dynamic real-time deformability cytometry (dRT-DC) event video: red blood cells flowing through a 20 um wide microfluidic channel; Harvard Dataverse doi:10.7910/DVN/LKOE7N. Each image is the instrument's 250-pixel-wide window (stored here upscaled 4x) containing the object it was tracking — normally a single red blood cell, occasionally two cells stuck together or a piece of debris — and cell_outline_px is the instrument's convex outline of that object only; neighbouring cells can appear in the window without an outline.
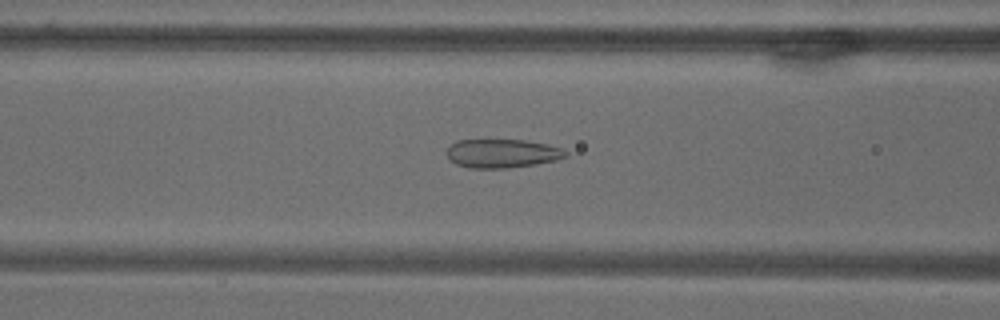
{"species": "common noctule bat (a hibernating species)", "species_latin": "Nyctalus noctula", "temperature_condition": "warm", "stored_images_in_passage": 68, "camera_frame_rate_fps": 3000, "um_per_image_px": 0.085, "animal": {"sex": "male", "body_mass_g": 18.8}, "frame": {"image": 1, "passage_image": 27, "time_ms": 8.667, "image_size_px": [1000, 320], "cell_outline_px": [[568, 156], [556, 160], [536, 164], [508, 168], [468, 168], [456, 164], [448, 156], [448, 148], [456, 140], [488, 136], [524, 140], [548, 144], [560, 148], [568, 152]], "centroid_in_image_um": [42.66, 12.98], "position_along_channel_um": 123.9, "area_um2": 20.81}}
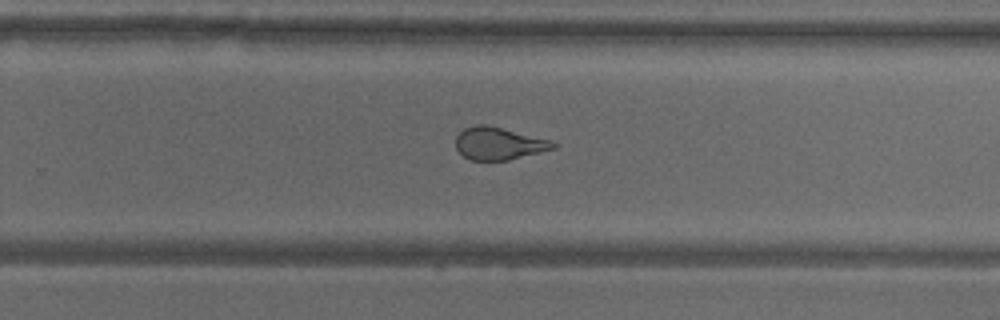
{"frame": {"image": 2, "passage_image": 44, "time_ms": 14.333, "image_size_px": [1000, 320], "cell_outline_px": [[556, 148], [508, 160], [472, 160], [464, 156], [456, 148], [456, 136], [464, 128], [476, 124], [488, 124], [552, 140], [556, 144]], "centroid_in_image_um": [42.4, 12.18], "position_along_channel_um": 287.4, "area_um2": 18.5}}
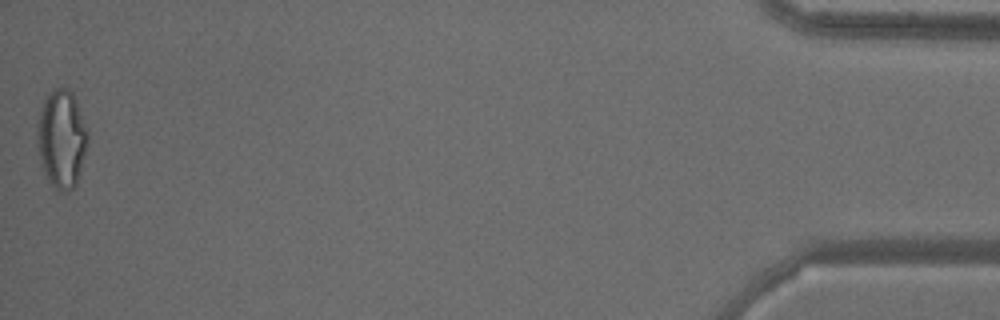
{"frame": {"image": 3, "passage_image": 68, "time_ms": 22.333, "image_size_px": [1000, 320], "cell_outline_px": [[88, 140], [80, 172], [76, 184], [68, 192], [60, 192], [48, 180], [40, 164], [36, 128], [40, 112], [44, 100], [56, 88], [68, 88], [72, 92], [88, 132]], "centroid_in_image_um": [5.23, 11.84], "position_along_channel_um": 430.0, "area_um2": 28.55}}